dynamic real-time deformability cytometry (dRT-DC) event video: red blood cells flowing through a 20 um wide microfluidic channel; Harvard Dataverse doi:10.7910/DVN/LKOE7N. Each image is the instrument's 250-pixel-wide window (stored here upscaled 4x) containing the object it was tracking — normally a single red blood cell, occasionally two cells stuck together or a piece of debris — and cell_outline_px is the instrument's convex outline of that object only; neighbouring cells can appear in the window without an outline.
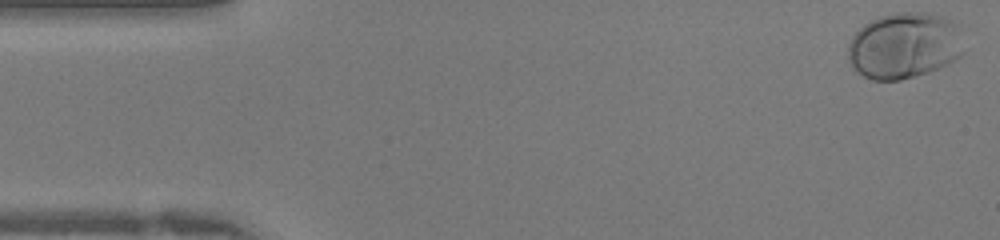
{"species": "human", "species_latin": "Homo sapiens", "temperature_condition": "warm", "stored_images_in_passage": 42, "camera_frame_rate_fps": 3000, "um_per_image_px": 0.085, "donor": {"sex": "female"}, "frame": {"image": 1, "passage_image": 1, "time_ms": 0.0, "image_size_px": [1000, 240], "cell_outline_px": [[964, 52], [960, 56], [948, 64], [928, 72], [916, 76], [900, 80], [872, 80], [856, 72], [852, 68], [848, 60], [848, 44], [852, 36], [864, 24], [880, 16], [900, 12], [928, 12], [944, 16], [952, 20], [956, 24]], "centroid_in_image_um": [76.84, 3.88], "position_along_channel_um": 8.2, "area_um2": 44.85}}
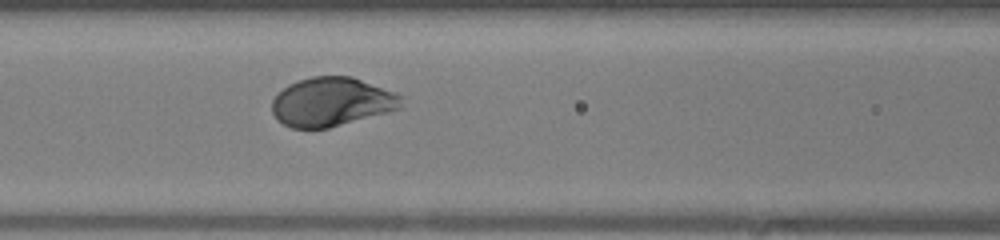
{"frame": {"image": 2, "passage_image": 17, "time_ms": 5.333, "image_size_px": [1000, 240], "cell_outline_px": [[404, 108], [328, 128], [292, 128], [276, 120], [272, 112], [272, 100], [288, 84], [296, 80], [312, 76], [352, 76], [396, 92], [404, 96]], "centroid_in_image_um": [28.24, 8.65], "position_along_channel_um": 138.4, "area_um2": 37.28}}
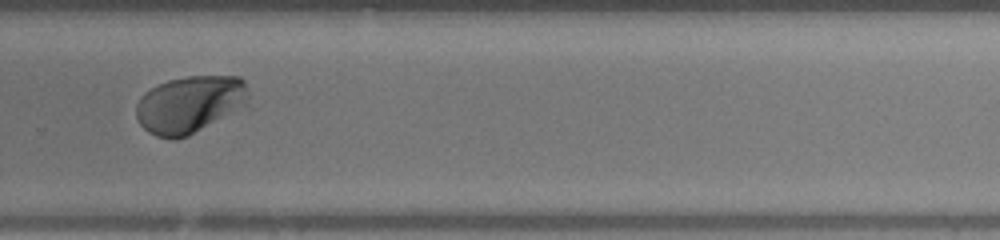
{"frame": {"image": 3, "passage_image": 28, "time_ms": 9.0, "image_size_px": [1000, 240], "cell_outline_px": [[244, 104], [232, 112], [188, 136], [176, 140], [172, 140], [156, 136], [148, 132], [140, 124], [136, 116], [136, 104], [140, 96], [144, 92], [168, 80], [188, 76], [240, 76], [244, 80]], "centroid_in_image_um": [16.02, 8.88], "position_along_channel_um": 313.8, "area_um2": 36.76}}